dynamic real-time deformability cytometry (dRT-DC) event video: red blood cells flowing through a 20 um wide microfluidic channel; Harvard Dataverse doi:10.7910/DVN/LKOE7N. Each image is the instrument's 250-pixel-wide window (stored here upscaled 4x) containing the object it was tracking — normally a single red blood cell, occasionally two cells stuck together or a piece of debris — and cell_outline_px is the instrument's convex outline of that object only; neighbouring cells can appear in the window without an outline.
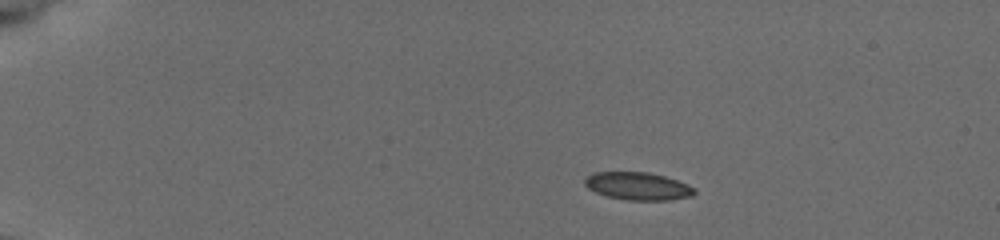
{"species": "common noctule bat (a hibernating species)", "species_latin": "Nyctalus noctula", "temperature_condition": "cold", "stored_images_in_passage": 12, "camera_frame_rate_fps": 3000, "um_per_image_px": 0.085, "animal": {"sex": "female", "body_mass_g": 19.5, "forearm_length_mm": 54.1}, "frame": {"image": 1, "passage_image": 1, "time_ms": 0.0, "image_size_px": [1000, 240], "cell_outline_px": [[696, 192], [692, 196], [668, 200], [628, 200], [608, 196], [596, 192], [588, 188], [584, 184], [584, 180], [592, 172], [648, 172], [664, 176], [688, 184], [696, 188]], "centroid_in_image_um": [54.23, 15.81], "position_along_channel_um": 30.8, "area_um2": 17.69}}
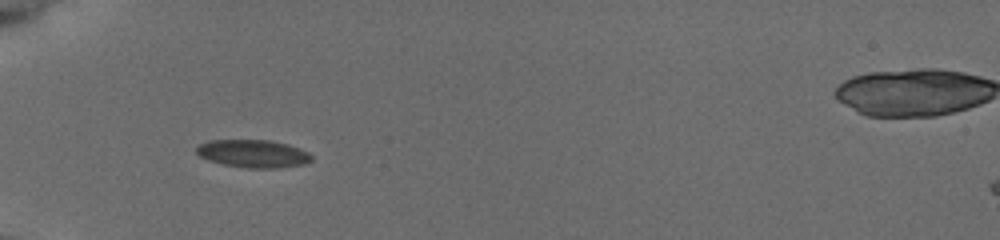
{"frame": {"image": 2, "passage_image": 10, "time_ms": 3.0, "image_size_px": [1000, 240], "cell_outline_px": [[312, 160], [304, 164], [276, 168], [248, 168], [224, 164], [208, 160], [200, 156], [196, 152], [196, 148], [200, 144], [208, 140], [268, 140], [288, 144], [300, 148], [308, 152], [312, 156]], "centroid_in_image_um": [21.53, 13.05], "position_along_channel_um": 63.5, "area_um2": 18.61}}